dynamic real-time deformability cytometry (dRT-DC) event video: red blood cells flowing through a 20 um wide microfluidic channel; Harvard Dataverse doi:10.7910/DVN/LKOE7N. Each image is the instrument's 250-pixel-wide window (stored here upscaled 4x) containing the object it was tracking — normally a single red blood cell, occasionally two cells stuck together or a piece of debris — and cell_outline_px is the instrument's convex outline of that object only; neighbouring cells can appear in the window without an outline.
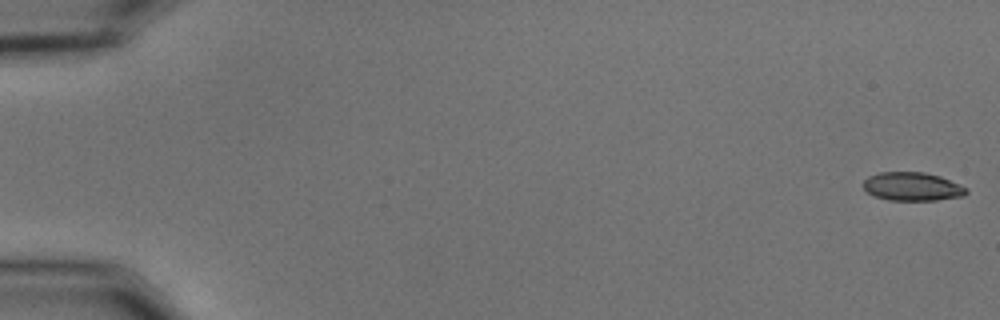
{"species": "common noctule bat (a hibernating species)", "species_latin": "Nyctalus noctula", "temperature_condition": "cold", "stored_images_in_passage": 55, "camera_frame_rate_fps": 3000, "um_per_image_px": 0.085, "animal": {"sex": "male", "body_mass_g": 15.6}, "frame": {"image": 1, "passage_image": 1, "time_ms": 0.0, "image_size_px": [1000, 320], "cell_outline_px": [[968, 192], [964, 196], [936, 200], [888, 200], [876, 196], [868, 192], [864, 188], [864, 180], [868, 176], [880, 172], [924, 172], [940, 176], [968, 188]], "centroid_in_image_um": [77.57, 15.85], "position_along_channel_um": 7.4, "area_um2": 17.05}}
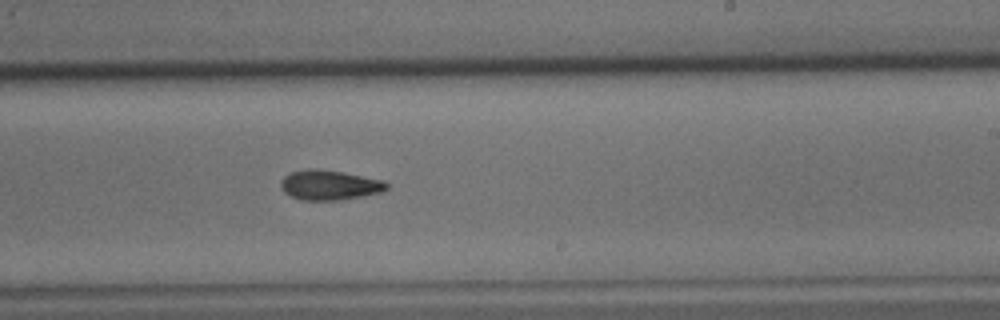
{"frame": {"image": 2, "passage_image": 35, "time_ms": 11.333, "image_size_px": [1000, 320], "cell_outline_px": [[388, 188], [380, 192], [340, 200], [304, 200], [292, 196], [284, 192], [280, 188], [280, 180], [284, 176], [292, 172], [308, 168], [320, 168], [344, 172], [384, 180], [388, 184]], "centroid_in_image_um": [27.98, 15.71], "position_along_channel_um": 261.0, "area_um2": 18.5}}
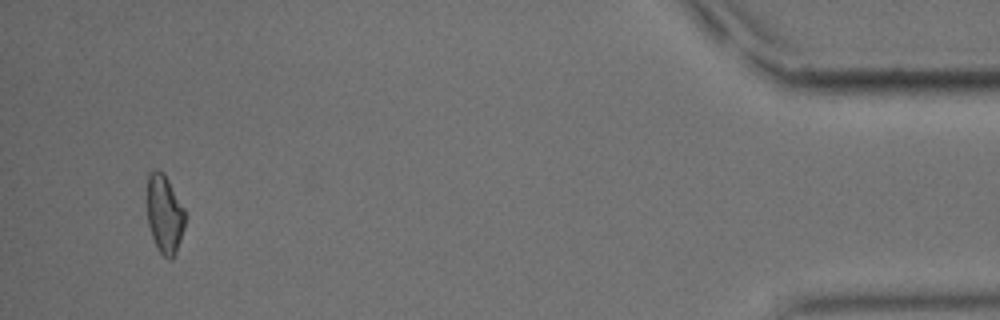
{"frame": {"image": 3, "passage_image": 54, "time_ms": 17.667, "image_size_px": [1000, 320], "cell_outline_px": [[184, 228], [176, 252], [172, 260], [168, 260], [156, 248], [148, 224], [148, 172], [156, 168], [164, 172], [184, 208]], "centroid_in_image_um": [13.98, 18.19], "position_along_channel_um": 421.2, "area_um2": 17.34}}